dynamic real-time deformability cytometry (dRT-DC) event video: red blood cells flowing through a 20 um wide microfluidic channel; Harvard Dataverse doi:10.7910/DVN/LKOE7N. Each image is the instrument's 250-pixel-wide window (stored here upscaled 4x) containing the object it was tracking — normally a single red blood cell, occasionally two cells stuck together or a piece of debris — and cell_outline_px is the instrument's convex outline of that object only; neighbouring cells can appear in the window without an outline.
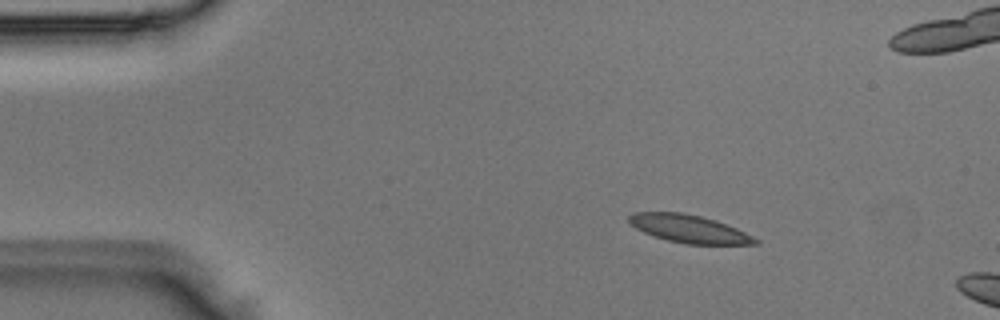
{"species": "Egyptian fruit bat (a non-hibernating species)", "species_latin": "Rousettus aegyptiacus", "temperature_condition": "room temperature", "stored_images_in_passage": 4, "camera_frame_rate_fps": 3000, "um_per_image_px": 0.085, "animal": {"sex": "male"}, "frame": {"image": 1, "passage_image": 2, "time_ms": 0.333, "image_size_px": [1000, 320], "cell_outline_px": [[760, 244], [684, 244], [668, 240], [644, 232], [636, 228], [628, 220], [628, 216], [632, 212], [684, 212], [716, 220], [736, 228], [760, 240]], "centroid_in_image_um": [58.58, 19.44], "position_along_channel_um": 26.4, "area_um2": 20.4}}